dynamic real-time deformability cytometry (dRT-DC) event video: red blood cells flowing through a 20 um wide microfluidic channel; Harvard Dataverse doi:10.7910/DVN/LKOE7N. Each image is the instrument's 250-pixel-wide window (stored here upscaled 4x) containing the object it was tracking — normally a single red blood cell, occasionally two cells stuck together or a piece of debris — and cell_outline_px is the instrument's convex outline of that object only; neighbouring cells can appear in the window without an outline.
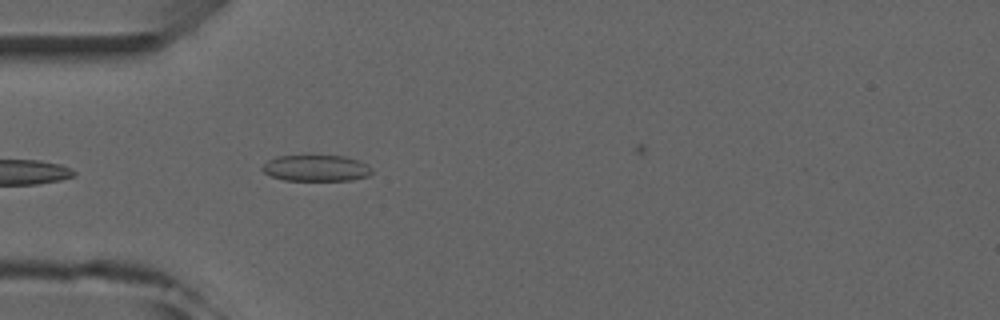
{"species": "common noctule bat (a hibernating species)", "species_latin": "Nyctalus noctula", "temperature_condition": "room temperature", "stored_images_in_passage": 6, "camera_frame_rate_fps": 3000, "um_per_image_px": 0.085, "animal": {"sex": "male", "forearm_length_mm": 52.5}, "frame": {"image": 1, "passage_image": 6, "time_ms": 5.667, "image_size_px": [1000, 320], "cell_outline_px": [[372, 172], [368, 176], [352, 180], [284, 180], [272, 176], [264, 172], [260, 168], [268, 160], [276, 156], [344, 156], [360, 160], [368, 164], [372, 168]], "centroid_in_image_um": [26.9, 14.29], "position_along_channel_um": 58.1, "area_um2": 16.76}}